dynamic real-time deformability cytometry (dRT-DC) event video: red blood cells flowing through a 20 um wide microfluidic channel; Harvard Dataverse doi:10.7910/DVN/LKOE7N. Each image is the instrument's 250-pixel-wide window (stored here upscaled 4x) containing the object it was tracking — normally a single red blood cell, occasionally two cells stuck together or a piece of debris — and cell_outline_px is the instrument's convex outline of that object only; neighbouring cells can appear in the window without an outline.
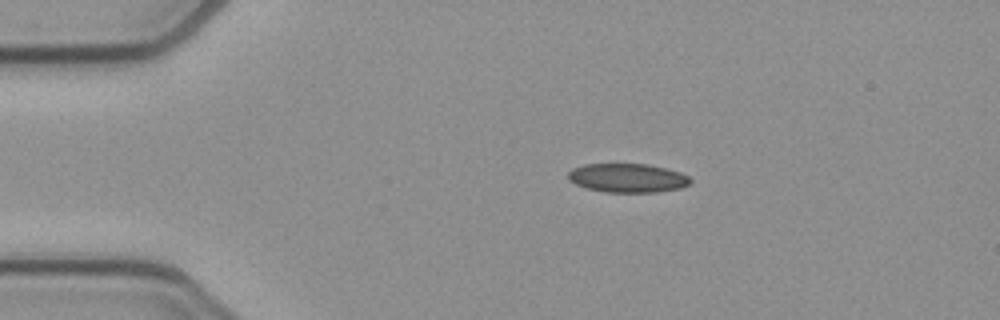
{"species": "common noctule bat (a hibernating species)", "species_latin": "Nyctalus noctula", "temperature_condition": "cold", "stored_images_in_passage": 43, "camera_frame_rate_fps": 3000, "um_per_image_px": 0.085, "animal": {"sex": "female", "body_mass_g": 21.9}, "frame": {"image": 1, "passage_image": 1, "time_ms": 0.0, "image_size_px": [1000, 320], "cell_outline_px": [[692, 184], [680, 188], [656, 192], [604, 192], [588, 188], [576, 184], [568, 180], [568, 172], [572, 168], [584, 164], [648, 164], [680, 172], [688, 176], [692, 180]], "centroid_in_image_um": [53.35, 15.12], "position_along_channel_um": 31.7, "area_um2": 20.63}}
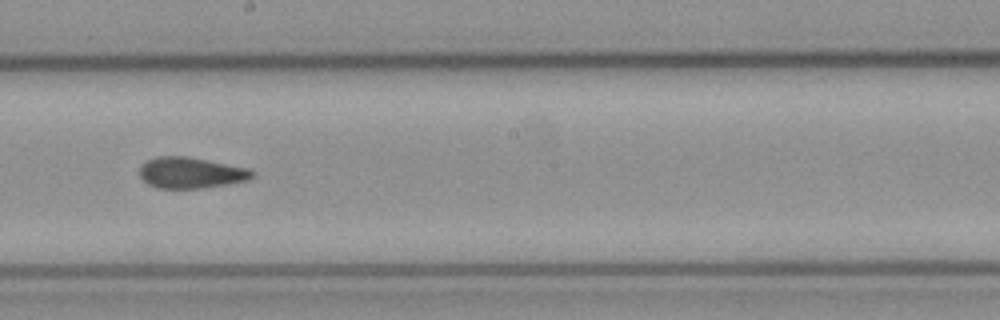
{"frame": {"image": 2, "passage_image": 20, "time_ms": 6.333, "image_size_px": [1000, 320], "cell_outline_px": [[256, 176], [248, 180], [228, 184], [200, 188], [156, 188], [148, 184], [140, 176], [140, 164], [156, 156], [188, 156], [252, 168], [256, 172]], "centroid_in_image_um": [16.28, 14.67], "position_along_channel_um": 231.9, "area_um2": 20.75}}
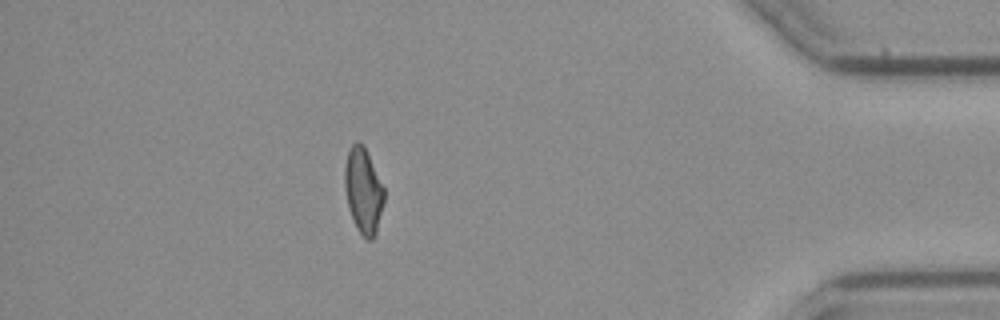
{"frame": {"image": 3, "passage_image": 37, "time_ms": 12.0, "image_size_px": [1000, 320], "cell_outline_px": [[384, 200], [376, 232], [372, 240], [368, 240], [356, 228], [352, 220], [348, 208], [344, 188], [344, 168], [348, 152], [352, 144], [356, 140], [360, 140], [364, 144], [384, 188]], "centroid_in_image_um": [30.86, 16.17], "position_along_channel_um": 404.3, "area_um2": 19.77}, "authors_computed_cell_mechanics": {"area_um2": 20.6924, "velocity_mm_per_s": 3.8988, "shape_relaxation_time_tau1_ms": null, "shape_relaxation_time_tau2_ms": 2.8286, "deformation_change_tau1": null, "deformation_change_tau2": 0.093}}